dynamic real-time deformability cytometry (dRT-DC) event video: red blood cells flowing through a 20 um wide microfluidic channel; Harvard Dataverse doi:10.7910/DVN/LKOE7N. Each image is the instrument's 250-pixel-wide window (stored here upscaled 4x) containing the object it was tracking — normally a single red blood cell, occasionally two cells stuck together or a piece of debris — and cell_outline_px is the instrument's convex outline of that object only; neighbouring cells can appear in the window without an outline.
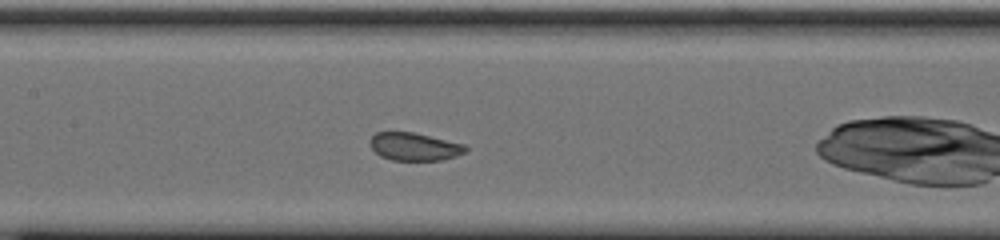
{"species": "common noctule bat (a hibernating species)", "species_latin": "Nyctalus noctula", "temperature_condition": "cold", "stored_images_in_passage": 39, "camera_frame_rate_fps": 3000, "um_per_image_px": 0.085, "animal": {"sex": "male", "body_mass_g": 20.0, "forearm_length_mm": 53.3}, "frame": {"image": 1, "passage_image": 9, "time_ms": 2.667, "image_size_px": [1000, 240], "cell_outline_px": [[468, 148], [464, 152], [456, 156], [440, 160], [392, 160], [380, 156], [372, 148], [368, 140], [376, 132], [412, 132], [464, 144]], "centroid_in_image_um": [35.19, 12.46], "position_along_channel_um": 172.2, "area_um2": 15.37}}
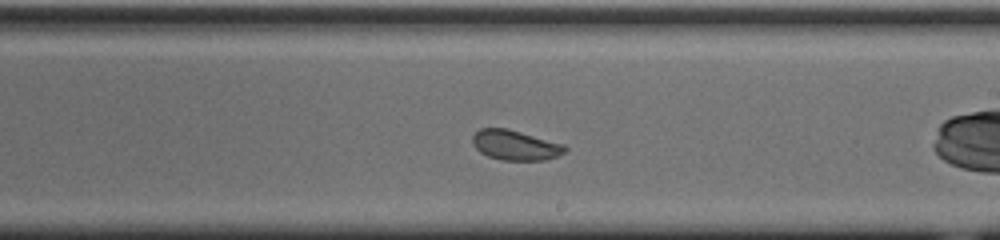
{"frame": {"image": 2, "passage_image": 15, "time_ms": 4.667, "image_size_px": [1000, 240], "cell_outline_px": [[568, 148], [564, 152], [556, 156], [544, 160], [500, 160], [488, 156], [480, 152], [472, 144], [472, 136], [480, 128], [508, 128], [564, 144]], "centroid_in_image_um": [43.78, 12.33], "position_along_channel_um": 245.2, "area_um2": 16.18}}
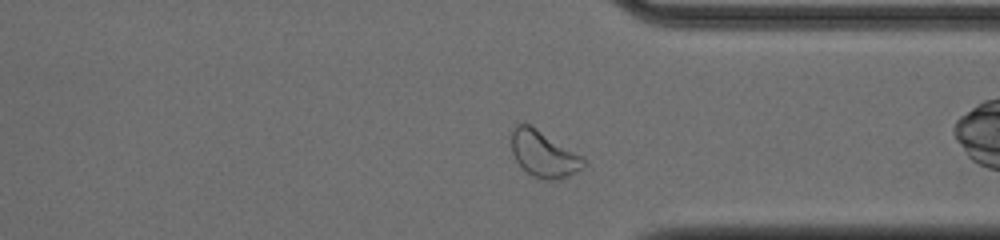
{"frame": {"image": 3, "passage_image": 25, "time_ms": 8.0, "image_size_px": [1000, 240], "cell_outline_px": [[588, 164], [584, 168], [568, 176], [532, 176], [516, 160], [512, 152], [512, 132], [516, 124], [524, 120], [584, 156]], "centroid_in_image_um": [46.24, 12.99], "position_along_channel_um": 365.2, "area_um2": 19.19}, "authors_computed_cell_mechanics": {"area_um2": 20.4034, "velocity_mm_per_s": 3.6735, "shape_relaxation_time_tau1_ms": null, "shape_relaxation_time_tau2_ms": 1.4899, "deformation_change_tau1": null, "deformation_change_tau2": 0.0724}}